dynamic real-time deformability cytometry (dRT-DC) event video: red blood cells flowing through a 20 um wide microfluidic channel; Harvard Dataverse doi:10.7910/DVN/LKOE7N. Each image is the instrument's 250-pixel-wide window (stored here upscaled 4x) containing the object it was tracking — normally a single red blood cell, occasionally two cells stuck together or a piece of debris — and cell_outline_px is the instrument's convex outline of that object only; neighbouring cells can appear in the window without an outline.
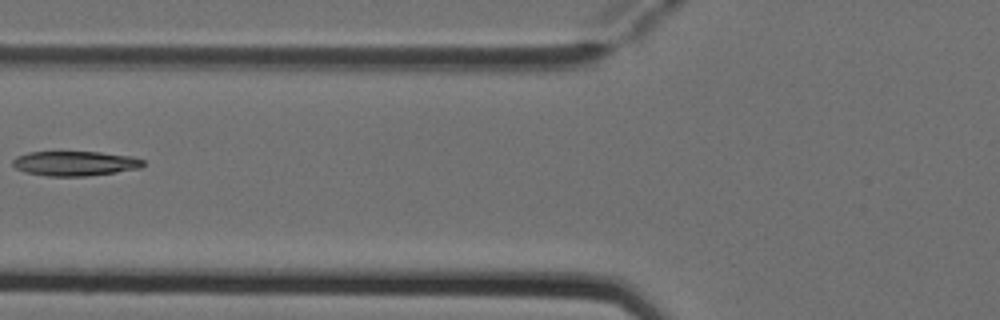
{"species": "Egyptian fruit bat (a non-hibernating species)", "species_latin": "Rousettus aegyptiacus", "temperature_condition": "cold", "stored_images_in_passage": 3, "camera_frame_rate_fps": 3000, "um_per_image_px": 0.085, "animal": {"sex": "female"}, "frame": {"image": 1, "passage_image": 2, "time_ms": 0.333, "image_size_px": [1000, 320], "cell_outline_px": [[144, 164], [140, 168], [116, 172], [88, 176], [48, 176], [24, 172], [16, 168], [12, 164], [12, 160], [16, 156], [28, 152], [100, 152], [132, 156], [144, 160]], "centroid_in_image_um": [6.36, 13.89], "position_along_channel_um": 119.4, "area_um2": 18.84}}
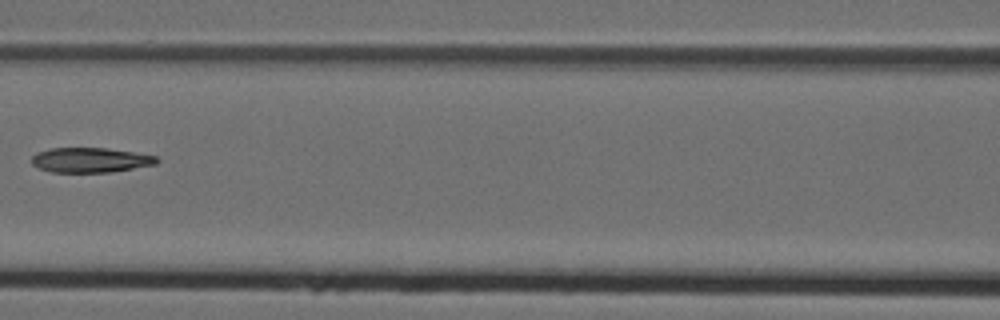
{"frame": {"image": 2, "passage_image": 3, "time_ms": 0.667, "image_size_px": [1000, 320], "cell_outline_px": [[160, 160], [156, 164], [112, 172], [52, 172], [40, 168], [32, 164], [32, 156], [36, 152], [48, 148], [108, 148], [156, 156]], "centroid_in_image_um": [7.67, 13.6], "position_along_channel_um": 158.9, "area_um2": 18.09}}